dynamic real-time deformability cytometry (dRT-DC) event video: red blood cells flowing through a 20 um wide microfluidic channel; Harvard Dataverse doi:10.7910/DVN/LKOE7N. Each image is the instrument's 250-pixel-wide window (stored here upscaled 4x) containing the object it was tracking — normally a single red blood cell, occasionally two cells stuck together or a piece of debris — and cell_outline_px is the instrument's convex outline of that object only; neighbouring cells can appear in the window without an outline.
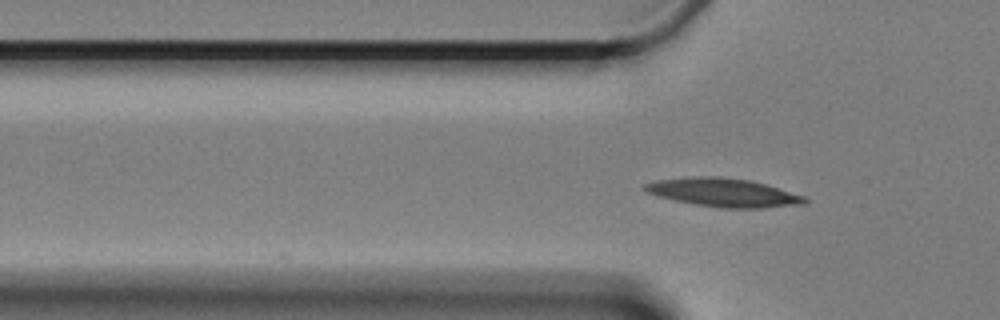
{"species": "Egyptian fruit bat (a non-hibernating species)", "species_latin": "Rousettus aegyptiacus", "temperature_condition": "cold", "stored_images_in_passage": 2, "camera_frame_rate_fps": 3000, "um_per_image_px": 0.085, "animal": {"sex": "female"}, "frame": {"image": 1, "passage_image": 2, "time_ms": 2.0, "image_size_px": [1000, 320], "cell_outline_px": [[808, 200], [804, 204], [760, 208], [720, 208], [696, 204], [676, 200], [660, 196], [648, 192], [640, 188], [644, 184], [656, 180], [692, 176], [720, 176], [748, 180], [764, 184], [804, 196]], "centroid_in_image_um": [61.46, 16.36], "position_along_channel_um": 64.3, "area_um2": 26.3}}